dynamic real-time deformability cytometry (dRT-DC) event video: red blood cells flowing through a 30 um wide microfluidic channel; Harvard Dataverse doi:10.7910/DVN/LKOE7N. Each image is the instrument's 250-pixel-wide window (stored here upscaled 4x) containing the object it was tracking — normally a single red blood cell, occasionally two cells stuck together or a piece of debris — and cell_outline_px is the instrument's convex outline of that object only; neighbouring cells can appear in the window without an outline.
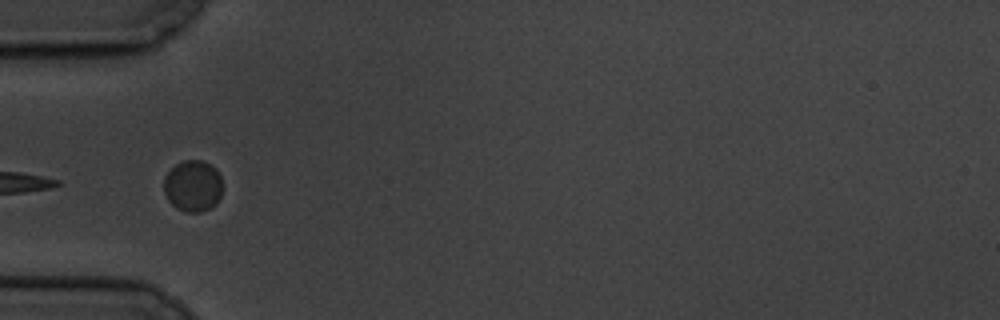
{"species": "common noctule bat (a hibernating species)", "species_latin": "Nyctalus noctula", "temperature_condition": "cold", "stored_images_in_passage": 17, "camera_frame_rate_fps": 3000, "um_per_image_px": 0.085, "animal": {"sex": "male", "body_mass_g": 19.5, "forearm_length_mm": 54.6}, "frame": {"image": 1, "passage_image": 6, "time_ms": 6.667, "image_size_px": [1000, 320], "cell_outline_px": [[220, 196], [216, 204], [200, 212], [188, 212], [176, 208], [168, 200], [164, 192], [164, 176], [180, 160], [204, 160], [212, 164], [216, 168], [220, 176]], "centroid_in_image_um": [16.38, 15.77], "position_along_channel_um": 68.6, "area_um2": 17.57}}
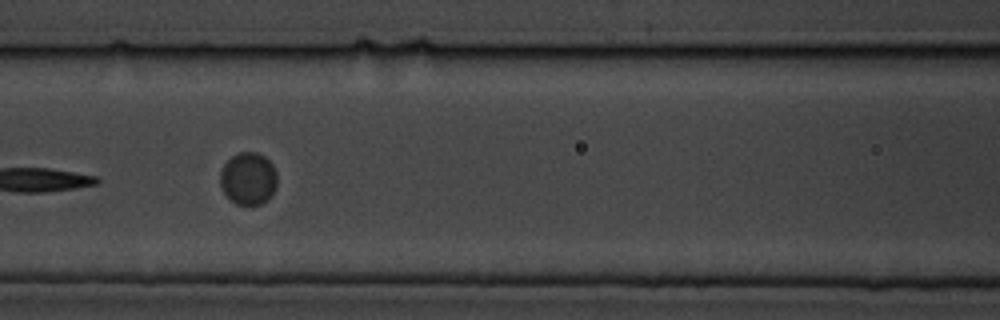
{"frame": {"image": 2, "passage_image": 8, "time_ms": 9.0, "image_size_px": [1000, 320], "cell_outline_px": [[276, 188], [272, 196], [268, 200], [260, 204], [236, 204], [228, 200], [220, 184], [220, 172], [224, 164], [236, 152], [256, 152], [264, 156], [272, 164], [276, 172]], "centroid_in_image_um": [21.1, 15.18], "position_along_channel_um": 145.5, "area_um2": 17.57}}
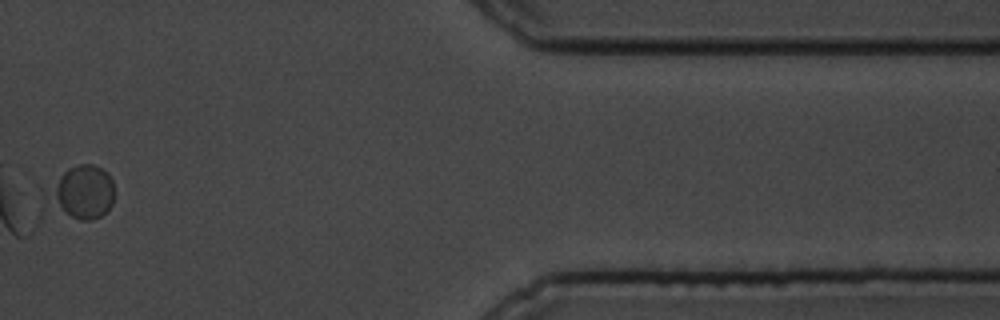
{"frame": {"image": 3, "passage_image": 15, "time_ms": 18.0, "image_size_px": [1000, 320], "cell_outline_px": [[112, 204], [100, 216], [92, 220], [80, 220], [72, 216], [60, 208], [56, 204], [56, 184], [60, 176], [68, 168], [76, 164], [92, 164], [108, 172], [112, 180]], "centroid_in_image_um": [7.18, 16.28], "position_along_channel_um": 404.2, "area_um2": 18.61}, "authors_computed_cell_mechanics": {"area_um2": 17.5712, "velocity_mm_per_s": 3.3261, "shape_relaxation_time_tau1_ms": null, "shape_relaxation_time_tau2_ms": 0.525, "deformation_change_tau1": null, "deformation_change_tau2": 0.0556}}